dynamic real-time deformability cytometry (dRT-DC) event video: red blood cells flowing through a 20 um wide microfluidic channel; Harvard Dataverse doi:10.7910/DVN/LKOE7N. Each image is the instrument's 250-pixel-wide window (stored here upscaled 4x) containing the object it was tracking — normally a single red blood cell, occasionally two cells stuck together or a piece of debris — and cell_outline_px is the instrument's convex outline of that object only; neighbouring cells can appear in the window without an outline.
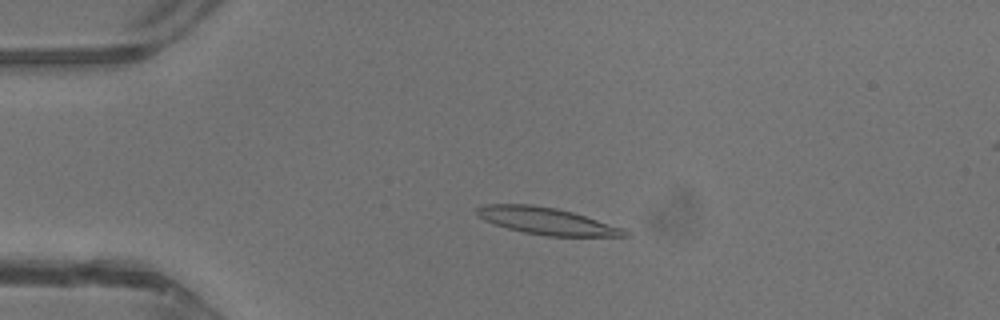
{"species": "common noctule bat (a hibernating species)", "species_latin": "Nyctalus noctula", "temperature_condition": "warm", "stored_images_in_passage": 43, "camera_frame_rate_fps": 3000, "um_per_image_px": 0.085, "animal": {"sex": "male", "body_mass_g": 13.3}, "frame": {"image": 1, "passage_image": 10, "time_ms": 3.0, "image_size_px": [1000, 320], "cell_outline_px": [[632, 236], [548, 236], [524, 232], [508, 228], [484, 220], [476, 212], [476, 208], [484, 204], [532, 204], [556, 208], [572, 212], [624, 228]], "centroid_in_image_um": [46.49, 18.78], "position_along_channel_um": 38.5, "area_um2": 23.0}}
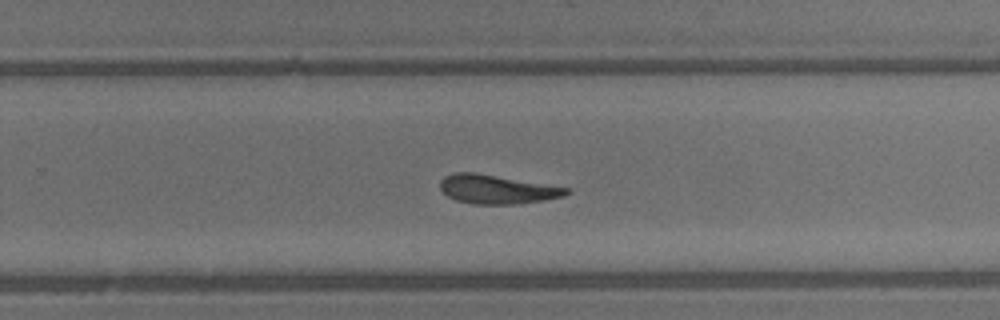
{"frame": {"image": 2, "passage_image": 28, "time_ms": 9.0, "image_size_px": [1000, 320], "cell_outline_px": [[572, 192], [564, 196], [544, 200], [516, 204], [472, 204], [456, 200], [448, 196], [440, 188], [440, 180], [444, 176], [456, 172], [476, 172], [568, 188]], "centroid_in_image_um": [42.22, 16.09], "position_along_channel_um": 287.6, "area_um2": 21.21}}
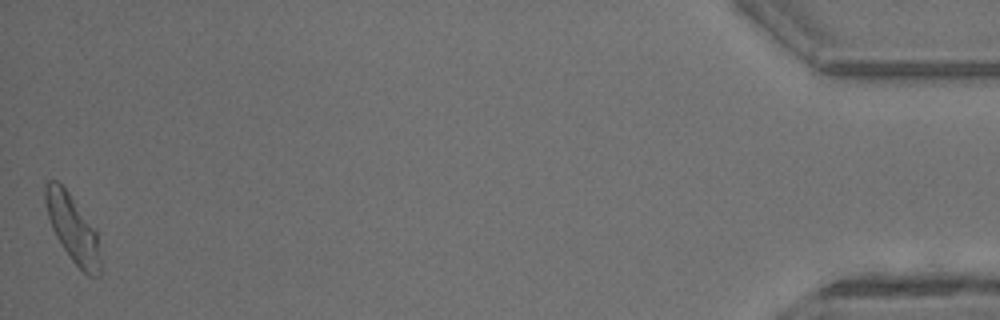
{"frame": {"image": 3, "passage_image": 43, "time_ms": 14.0, "image_size_px": [1000, 320], "cell_outline_px": [[100, 276], [88, 276], [72, 260], [60, 244], [52, 228], [48, 216], [44, 200], [44, 184], [48, 180], [56, 180], [68, 192], [96, 228], [100, 260]], "centroid_in_image_um": [6.17, 19.4], "position_along_channel_um": 429.0, "area_um2": 21.5}, "authors_computed_cell_mechanics": {"area_um2": 21.9062, "velocity_mm_per_s": 4.7692, "shape_relaxation_time_tau1_ms": 3.1368, "shape_relaxation_time_tau2_ms": 5.296, "deformation_change_tau1": 0.2113, "deformation_change_tau2": 0.2011}}